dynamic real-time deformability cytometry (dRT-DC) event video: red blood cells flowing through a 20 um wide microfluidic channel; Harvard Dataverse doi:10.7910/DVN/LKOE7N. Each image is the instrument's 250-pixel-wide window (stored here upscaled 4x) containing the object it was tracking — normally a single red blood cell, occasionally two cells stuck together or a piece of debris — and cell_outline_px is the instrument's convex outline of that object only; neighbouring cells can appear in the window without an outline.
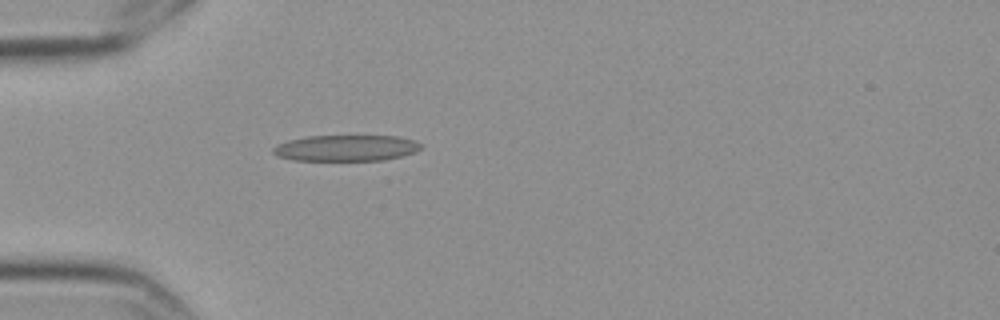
{"species": "Egyptian fruit bat (a non-hibernating species)", "species_latin": "Rousettus aegyptiacus", "temperature_condition": "cold", "stored_images_in_passage": 1, "camera_frame_rate_fps": 3000, "um_per_image_px": 0.085, "frame": {"image": 1, "passage_image": 1, "time_ms": 0.0, "image_size_px": [1000, 320], "cell_outline_px": [[420, 148], [416, 152], [384, 160], [292, 160], [276, 156], [272, 152], [272, 148], [276, 144], [288, 140], [308, 136], [396, 136], [416, 140], [420, 144]], "centroid_in_image_um": [29.37, 12.58], "position_along_channel_um": 55.6, "area_um2": 22.48}}